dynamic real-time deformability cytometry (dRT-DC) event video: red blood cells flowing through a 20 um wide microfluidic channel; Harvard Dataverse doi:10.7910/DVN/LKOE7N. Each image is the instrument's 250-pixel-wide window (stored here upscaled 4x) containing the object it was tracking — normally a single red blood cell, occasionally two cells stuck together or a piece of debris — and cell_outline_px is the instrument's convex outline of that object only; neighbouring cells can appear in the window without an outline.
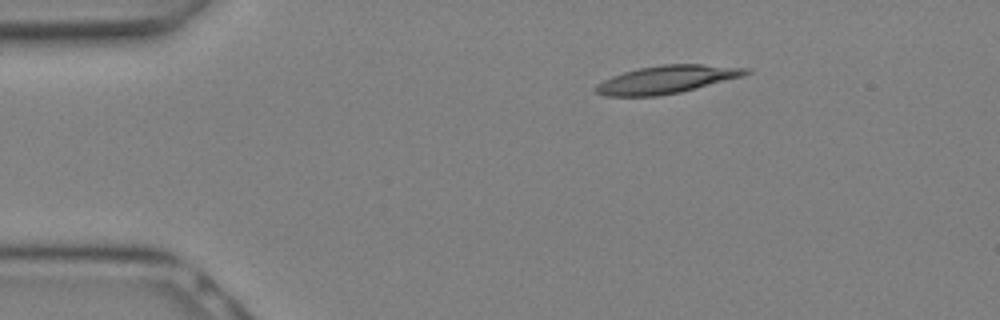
{"species": "Egyptian fruit bat (a non-hibernating species)", "species_latin": "Rousettus aegyptiacus", "temperature_condition": "warm", "stored_images_in_passage": 25, "camera_frame_rate_fps": 3000, "um_per_image_px": 0.085, "animal": {"sex": "female"}, "frame": {"image": 1, "passage_image": 2, "time_ms": 0.333, "image_size_px": [1000, 320], "cell_outline_px": [[752, 72], [744, 76], [680, 92], [656, 96], [604, 96], [596, 92], [592, 88], [596, 84], [612, 76], [624, 72], [640, 68], [660, 64], [700, 64], [752, 68]], "centroid_in_image_um": [56.69, 6.75], "position_along_channel_um": 28.3, "area_um2": 24.45}}
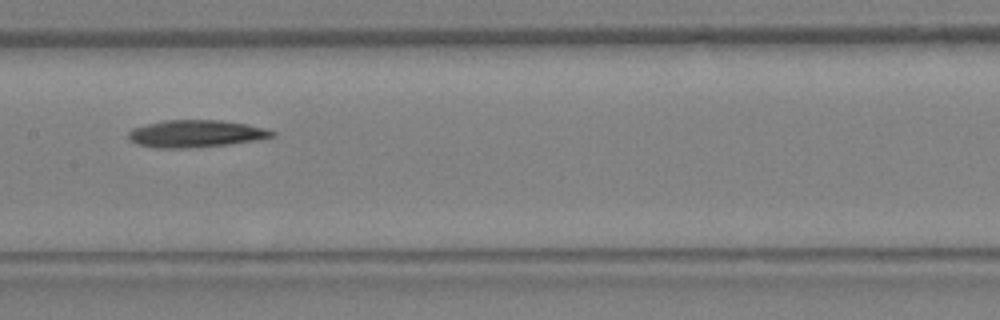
{"frame": {"image": 2, "passage_image": 11, "time_ms": 3.333, "image_size_px": [1000, 320], "cell_outline_px": [[276, 132], [272, 136], [252, 140], [228, 144], [184, 148], [152, 148], [136, 144], [128, 140], [128, 132], [132, 128], [144, 124], [164, 120], [220, 120], [248, 124], [268, 128]], "centroid_in_image_um": [16.57, 11.35], "position_along_channel_um": 190.8, "area_um2": 22.89}}
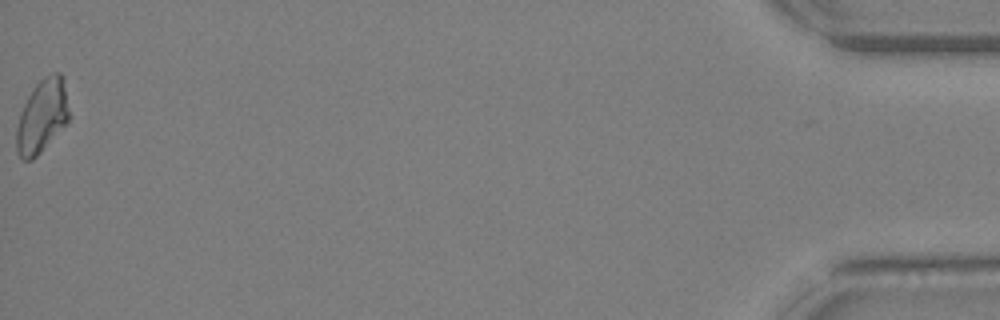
{"frame": {"image": 3, "passage_image": 25, "time_ms": 8.0, "image_size_px": [1000, 320], "cell_outline_px": [[72, 116], [40, 152], [32, 160], [24, 160], [16, 152], [16, 128], [20, 112], [32, 88], [44, 76], [52, 72], [60, 72], [64, 76]], "centroid_in_image_um": [3.61, 9.81], "position_along_channel_um": 431.6, "area_um2": 22.89}}